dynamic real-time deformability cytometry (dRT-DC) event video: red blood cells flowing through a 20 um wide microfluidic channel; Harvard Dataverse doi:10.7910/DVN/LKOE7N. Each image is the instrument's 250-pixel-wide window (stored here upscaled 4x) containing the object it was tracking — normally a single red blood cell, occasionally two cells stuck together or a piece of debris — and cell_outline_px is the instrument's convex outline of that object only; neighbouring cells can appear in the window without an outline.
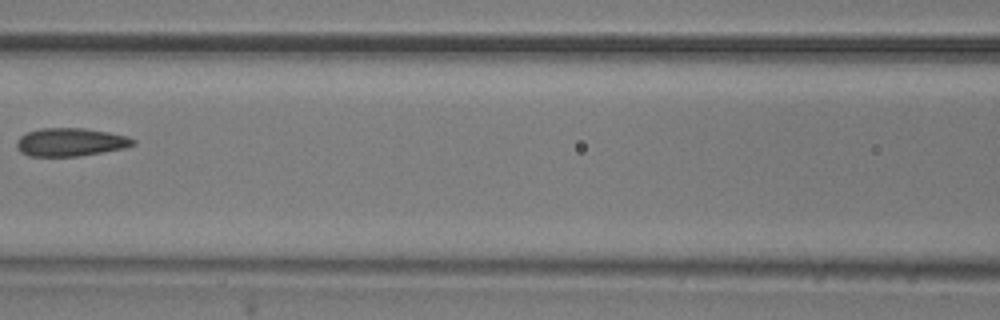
{"species": "common noctule bat (a hibernating species)", "species_latin": "Nyctalus noctula", "temperature_condition": "room temperature", "stored_images_in_passage": 7, "camera_frame_rate_fps": 3000, "um_per_image_px": 0.085, "animal": {"sex": "male", "body_mass_g": 20.5, "forearm_length_mm": 52.5}, "frame": {"image": 1, "passage_image": 7, "time_ms": 2.0, "image_size_px": [1000, 320], "cell_outline_px": [[136, 144], [124, 148], [80, 156], [28, 156], [20, 152], [16, 148], [16, 144], [20, 136], [28, 132], [40, 128], [84, 128], [108, 132], [128, 136], [136, 140]], "centroid_in_image_um": [5.99, 12.08], "position_along_channel_um": 160.6, "area_um2": 19.19}}